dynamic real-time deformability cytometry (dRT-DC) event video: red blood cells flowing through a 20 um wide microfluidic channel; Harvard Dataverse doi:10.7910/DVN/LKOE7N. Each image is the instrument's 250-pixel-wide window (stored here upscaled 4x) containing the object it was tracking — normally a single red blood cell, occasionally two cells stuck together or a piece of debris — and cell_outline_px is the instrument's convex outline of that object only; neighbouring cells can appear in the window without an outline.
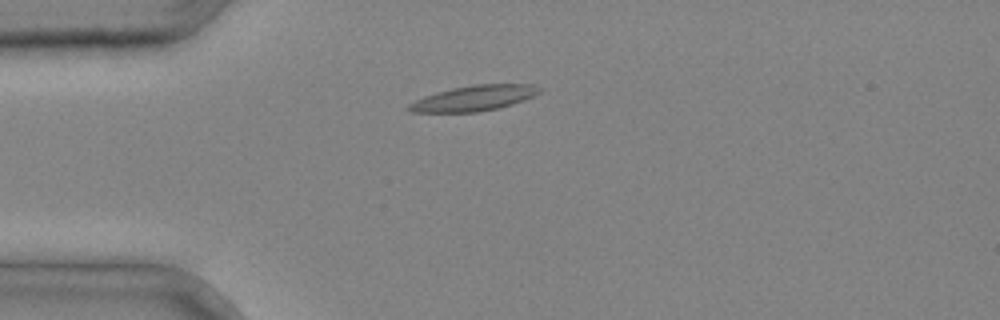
{"species": "common noctule bat (a hibernating species)", "species_latin": "Nyctalus noctula", "temperature_condition": "cold", "stored_images_in_passage": 9, "camera_frame_rate_fps": 3000, "um_per_image_px": 0.085, "animal": {"sex": "male", "body_mass_g": 20.4}, "frame": {"image": 1, "passage_image": 1, "time_ms": 0.0, "image_size_px": [1000, 320], "cell_outline_px": [[540, 92], [524, 100], [512, 104], [496, 108], [476, 112], [412, 112], [404, 108], [408, 104], [424, 96], [452, 88], [476, 84], [532, 84], [540, 88]], "centroid_in_image_um": [40.25, 8.34], "position_along_channel_um": 44.7, "area_um2": 19.13}}